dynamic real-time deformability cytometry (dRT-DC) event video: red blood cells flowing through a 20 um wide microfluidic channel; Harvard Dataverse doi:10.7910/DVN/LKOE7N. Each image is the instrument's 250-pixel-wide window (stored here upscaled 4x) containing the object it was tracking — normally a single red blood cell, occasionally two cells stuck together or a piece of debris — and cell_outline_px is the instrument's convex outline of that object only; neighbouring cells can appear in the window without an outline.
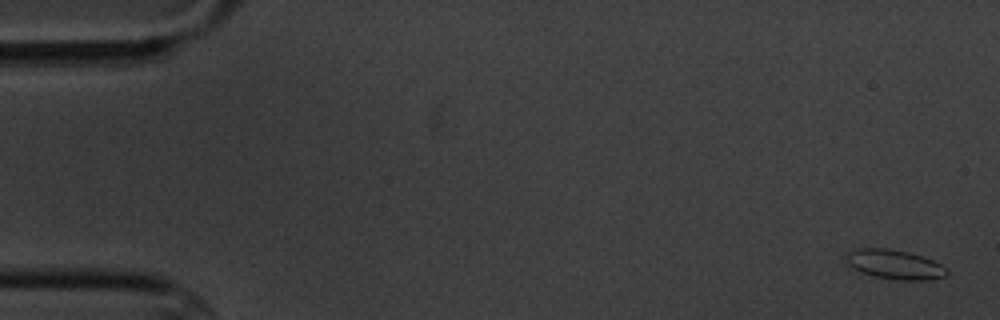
{"species": "common noctule bat (a hibernating species)", "species_latin": "Nyctalus noctula", "temperature_condition": "cold", "stored_images_in_passage": 5, "camera_frame_rate_fps": 3000, "um_per_image_px": 0.085, "animal": {"sex": "male", "body_mass_g": 20.1, "forearm_length_mm": 53.5}, "frame": {"image": 1, "passage_image": 1, "time_ms": 0.0, "image_size_px": [1000, 320], "cell_outline_px": [[948, 276], [928, 280], [896, 280], [872, 276], [848, 268], [844, 252], [856, 248], [888, 248], [908, 252], [932, 260], [948, 268]], "centroid_in_image_um": [75.98, 22.48], "position_along_channel_um": 9.0, "area_um2": 17.74}}